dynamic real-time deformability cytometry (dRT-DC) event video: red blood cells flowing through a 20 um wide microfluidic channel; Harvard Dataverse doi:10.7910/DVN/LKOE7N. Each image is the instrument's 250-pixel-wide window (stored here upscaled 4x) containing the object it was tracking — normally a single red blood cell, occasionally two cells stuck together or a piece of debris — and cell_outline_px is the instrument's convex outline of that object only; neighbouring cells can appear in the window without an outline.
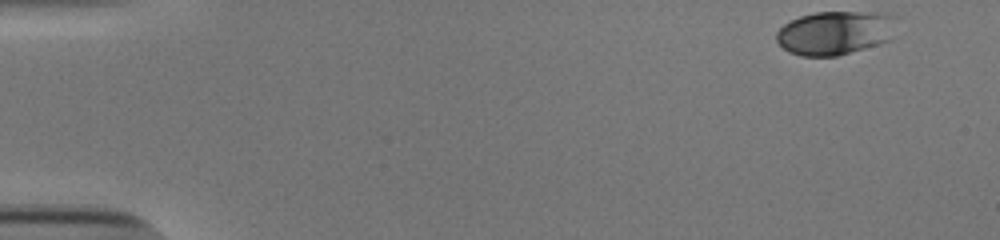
{"species": "human", "species_latin": "Homo sapiens", "temperature_condition": "cold", "stored_images_in_passage": 44, "camera_frame_rate_fps": 3000, "um_per_image_px": 0.085, "donor": {"sex": "male"}, "frame": {"image": 1, "passage_image": 1, "time_ms": 0.0, "image_size_px": [1000, 240], "cell_outline_px": [[900, 16], [892, 40], [880, 44], [836, 56], [800, 56], [788, 52], [776, 40], [776, 32], [784, 24], [800, 16], [816, 12], [888, 12]], "centroid_in_image_um": [71.09, 2.77], "position_along_channel_um": 13.9, "area_um2": 31.39}}
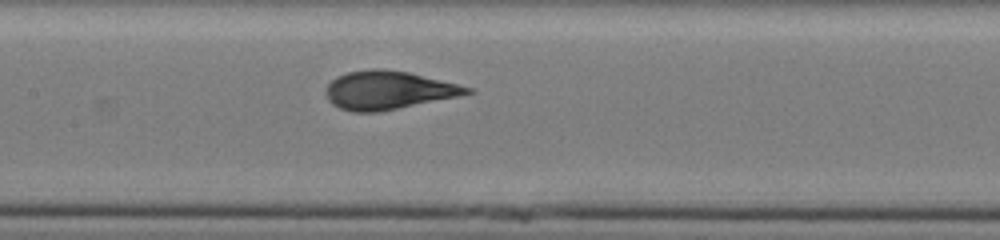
{"frame": {"image": 2, "passage_image": 24, "time_ms": 7.667, "image_size_px": [1000, 240], "cell_outline_px": [[472, 92], [460, 96], [376, 112], [352, 112], [340, 108], [332, 104], [328, 100], [328, 84], [336, 76], [348, 72], [372, 68], [384, 68], [408, 72], [472, 88]], "centroid_in_image_um": [32.98, 7.66], "position_along_channel_um": 174.4, "area_um2": 31.1}}
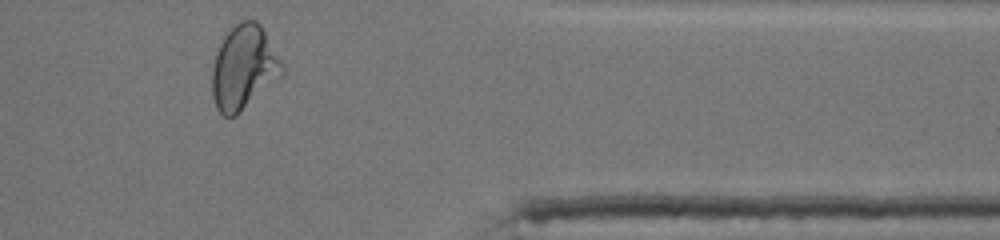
{"frame": {"image": 3, "passage_image": 42, "time_ms": 13.667, "image_size_px": [1000, 240], "cell_outline_px": [[284, 72], [276, 80], [236, 116], [224, 116], [216, 108], [212, 96], [212, 68], [216, 52], [224, 36], [240, 20], [256, 20], [260, 24], [284, 64]], "centroid_in_image_um": [20.71, 5.74], "position_along_channel_um": 390.7, "area_um2": 34.1}, "authors_computed_cell_mechanics": {"area_um2": 31.0675, "velocity_mm_per_s": 3.8923, "shape_relaxation_time_tau1_ms": 3.2352, "shape_relaxation_time_tau2_ms": null, "deformation_change_tau1": 0.158, "deformation_change_tau2": null}}